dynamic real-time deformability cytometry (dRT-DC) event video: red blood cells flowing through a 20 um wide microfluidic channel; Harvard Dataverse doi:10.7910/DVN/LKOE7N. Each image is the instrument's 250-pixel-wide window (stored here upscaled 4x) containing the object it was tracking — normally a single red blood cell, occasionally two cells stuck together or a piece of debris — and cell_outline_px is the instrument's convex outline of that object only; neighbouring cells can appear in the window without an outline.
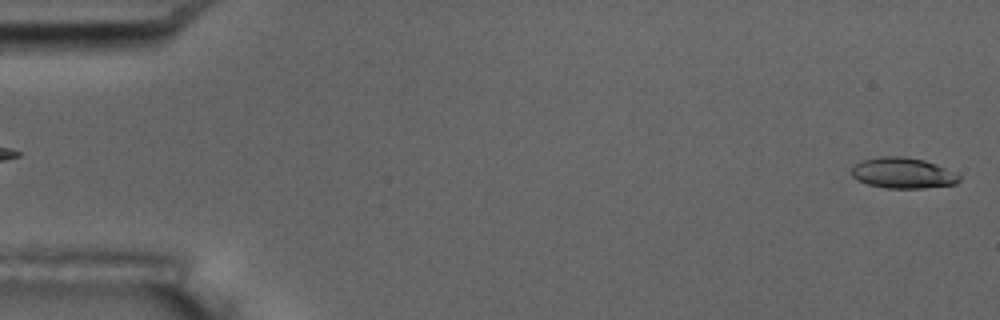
{"species": "common noctule bat (a hibernating species)", "species_latin": "Nyctalus noctula", "temperature_condition": "room temperature", "stored_images_in_passage": 4, "segment_of_instrument_passage": [2, 2], "camera_frame_rate_fps": 3000, "um_per_image_px": 0.085, "animal": {"sex": "male", "body_mass_g": 17.5, "forearm_length_mm": 52.3}, "frame": {"image": 1, "passage_image": 4, "time_ms": 4.333, "image_size_px": [1000, 320], "cell_outline_px": [[960, 180], [956, 184], [924, 188], [884, 188], [868, 184], [856, 180], [848, 172], [856, 164], [864, 160], [880, 156], [900, 156], [924, 160], [936, 164], [960, 176]], "centroid_in_image_um": [76.7, 14.71], "position_along_channel_um": 8.3, "area_um2": 19.25}}